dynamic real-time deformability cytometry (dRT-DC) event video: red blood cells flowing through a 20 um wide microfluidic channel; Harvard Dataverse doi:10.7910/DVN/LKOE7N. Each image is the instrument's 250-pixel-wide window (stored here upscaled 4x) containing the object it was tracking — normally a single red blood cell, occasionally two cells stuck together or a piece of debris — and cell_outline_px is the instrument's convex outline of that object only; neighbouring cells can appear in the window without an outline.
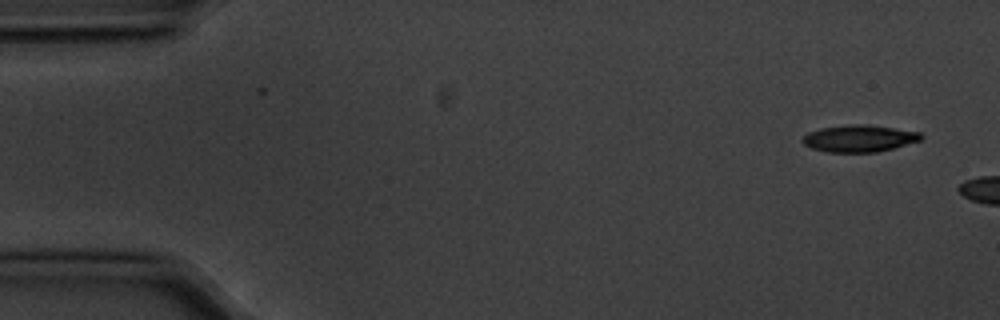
{"species": "common noctule bat (a hibernating species)", "species_latin": "Nyctalus noctula", "temperature_condition": "cold", "stored_images_in_passage": 2, "camera_frame_rate_fps": 3000, "um_per_image_px": 0.085, "animal": {"sex": "male", "body_mass_g": 20.1, "forearm_length_mm": 53.5}, "frame": {"image": 1, "passage_image": 2, "time_ms": 0.333, "image_size_px": [1000, 320], "cell_outline_px": [[924, 136], [920, 140], [892, 148], [876, 152], [828, 152], [812, 148], [804, 144], [800, 140], [808, 132], [820, 128], [844, 124], [864, 124], [920, 132]], "centroid_in_image_um": [72.99, 11.76], "position_along_channel_um": 12.0, "area_um2": 18.5}}